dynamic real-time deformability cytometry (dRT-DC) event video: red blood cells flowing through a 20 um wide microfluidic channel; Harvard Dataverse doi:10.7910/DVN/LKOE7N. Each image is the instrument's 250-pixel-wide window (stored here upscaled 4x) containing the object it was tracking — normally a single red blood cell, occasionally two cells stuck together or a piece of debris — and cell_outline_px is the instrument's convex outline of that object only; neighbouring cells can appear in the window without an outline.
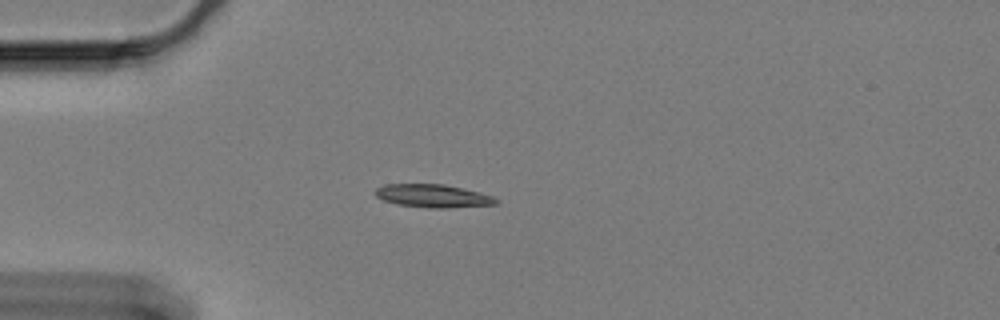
{"species": "Egyptian fruit bat (a non-hibernating species)", "species_latin": "Rousettus aegyptiacus", "temperature_condition": "cold", "stored_images_in_passage": 38, "camera_frame_rate_fps": 3000, "um_per_image_px": 0.085, "animal": {"sex": "female"}, "frame": {"image": 1, "passage_image": 1, "time_ms": 0.0, "image_size_px": [1000, 320], "cell_outline_px": [[484, 204], [408, 204], [392, 200], [384, 196], [404, 184], [432, 184], [456, 188], [468, 192]], "centroid_in_image_um": [36.67, 16.58], "position_along_channel_um": 48.3, "area_um2": 10.52}}
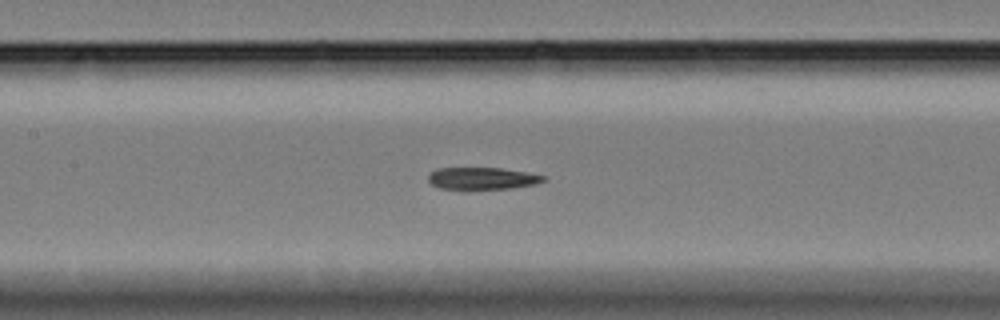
{"frame": {"image": 2, "passage_image": 13, "time_ms": 4.0, "image_size_px": [1000, 320], "cell_outline_px": [[540, 180], [520, 184], [488, 188], [460, 188], [436, 184], [432, 180], [432, 176], [436, 172], [452, 168], [488, 168], [540, 176]], "centroid_in_image_um": [40.87, 15.13], "position_along_channel_um": 166.5, "area_um2": 11.85}}
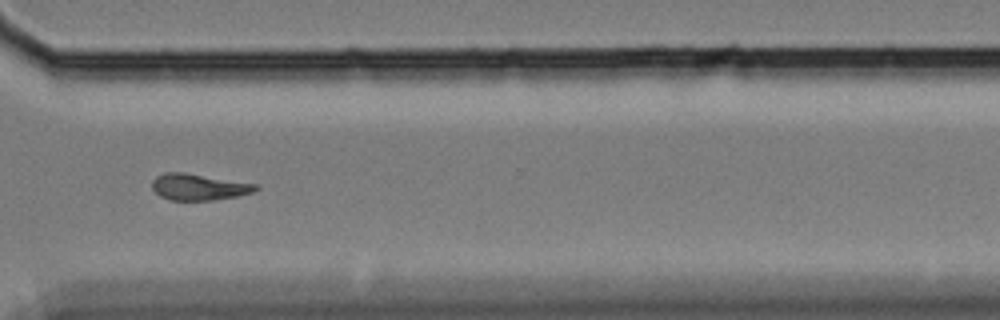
{"frame": {"image": 3, "passage_image": 30, "time_ms": 9.667, "image_size_px": [1000, 320], "cell_outline_px": [[256, 188], [244, 192], [224, 196], [196, 200], [180, 200], [168, 196], [160, 192], [156, 188], [156, 180], [164, 176], [196, 176], [240, 184]], "centroid_in_image_um": [16.79, 15.95], "position_along_channel_um": 353.8, "area_um2": 11.85}}